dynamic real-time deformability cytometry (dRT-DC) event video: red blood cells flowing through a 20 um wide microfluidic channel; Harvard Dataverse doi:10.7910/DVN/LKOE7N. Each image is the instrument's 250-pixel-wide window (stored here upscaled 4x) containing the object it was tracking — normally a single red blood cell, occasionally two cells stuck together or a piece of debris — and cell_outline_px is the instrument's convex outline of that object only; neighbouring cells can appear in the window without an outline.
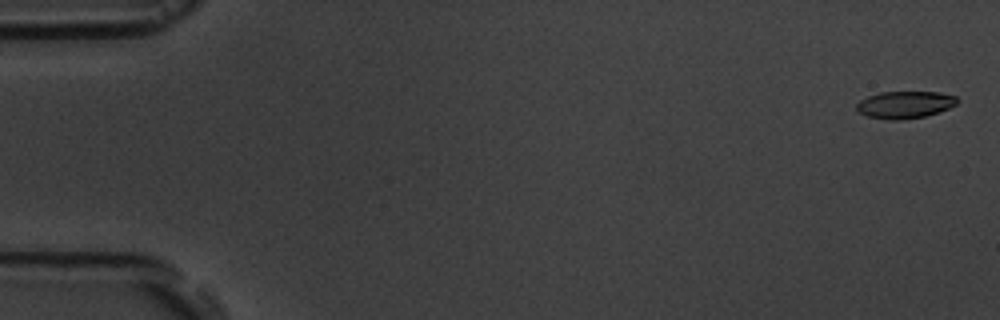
{"species": "common noctule bat (a hibernating species)", "species_latin": "Nyctalus noctula", "temperature_condition": "room temperature", "stored_images_in_passage": 6, "camera_frame_rate_fps": 3000, "um_per_image_px": 0.085, "animal": {"sex": "male", "body_mass_g": 19.5, "forearm_length_mm": 54.6}, "frame": {"image": 1, "passage_image": 1, "time_ms": 0.0, "image_size_px": [1000, 320], "cell_outline_px": [[960, 100], [956, 104], [948, 108], [924, 116], [900, 120], [888, 120], [868, 116], [856, 112], [856, 104], [860, 100], [868, 96], [880, 92], [940, 92], [956, 96]], "centroid_in_image_um": [76.89, 8.89], "position_along_channel_um": 8.1, "area_um2": 15.95}}
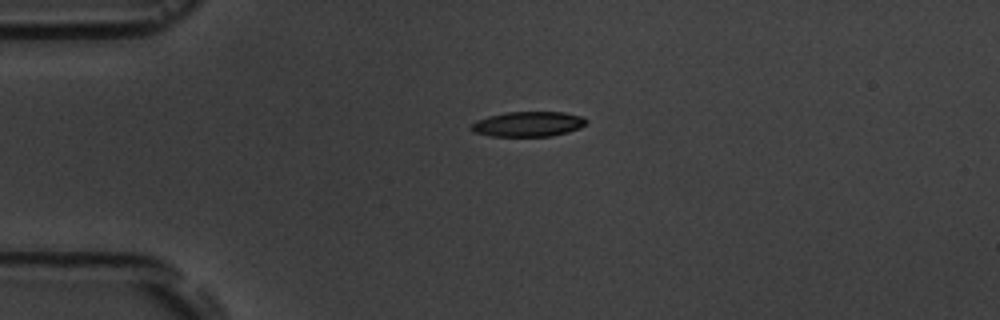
{"frame": {"image": 2, "passage_image": 4, "time_ms": 4.0, "image_size_px": [1000, 320], "cell_outline_px": [[588, 124], [580, 128], [568, 132], [552, 136], [492, 136], [472, 132], [468, 128], [476, 120], [488, 116], [508, 112], [564, 112], [580, 116], [588, 120]], "centroid_in_image_um": [44.89, 10.55], "position_along_channel_um": 40.1, "area_um2": 16.94}}
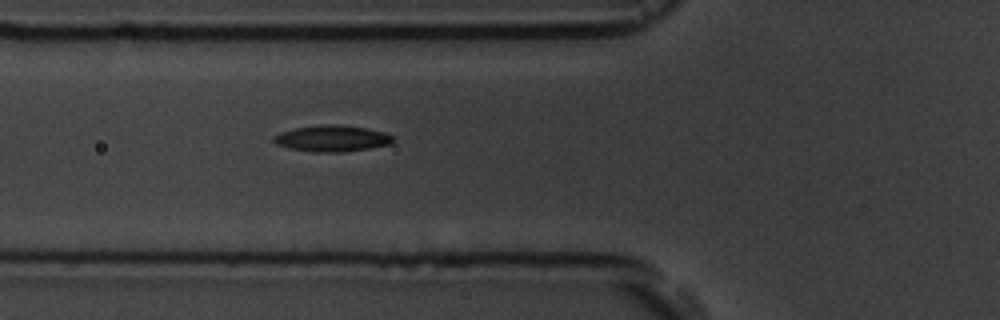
{"frame": {"image": 3, "passage_image": 6, "time_ms": 6.333, "image_size_px": [1000, 320], "cell_outline_px": [[396, 140], [392, 144], [344, 152], [316, 152], [288, 148], [276, 144], [272, 140], [272, 136], [280, 132], [296, 128], [332, 124], [368, 128], [384, 132], [392, 136]], "centroid_in_image_um": [28.24, 11.78], "position_along_channel_um": 97.6, "area_um2": 18.21}}